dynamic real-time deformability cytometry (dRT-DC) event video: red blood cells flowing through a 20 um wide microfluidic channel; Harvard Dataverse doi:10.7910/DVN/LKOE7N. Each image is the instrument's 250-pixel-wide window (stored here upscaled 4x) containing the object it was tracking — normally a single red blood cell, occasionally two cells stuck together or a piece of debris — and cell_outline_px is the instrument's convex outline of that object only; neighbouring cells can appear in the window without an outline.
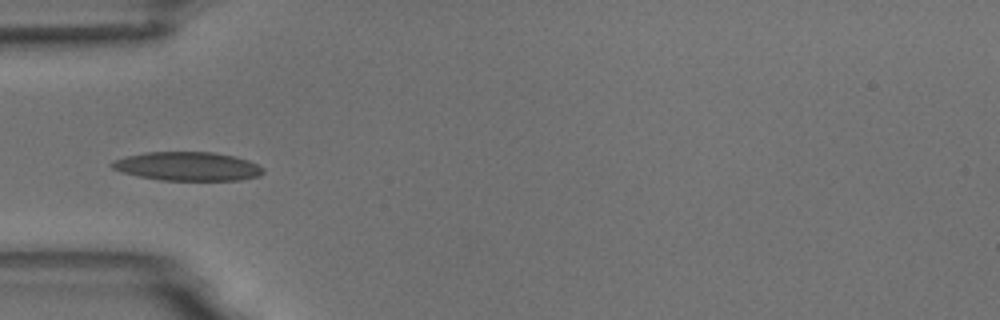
{"species": "common noctule bat (a hibernating species)", "species_latin": "Nyctalus noctula", "temperature_condition": "room temperature", "stored_images_in_passage": 9, "camera_frame_rate_fps": 3000, "um_per_image_px": 0.085, "animal": {"sex": "male", "body_mass_g": 18.8}, "frame": {"image": 1, "passage_image": 6, "time_ms": 5.667, "image_size_px": [1000, 320], "cell_outline_px": [[264, 172], [260, 176], [240, 180], [160, 180], [120, 172], [112, 168], [108, 164], [112, 160], [124, 156], [144, 152], [212, 152], [232, 156], [248, 160], [264, 168]], "centroid_in_image_um": [15.9, 14.13], "position_along_channel_um": 69.1, "area_um2": 25.49}}